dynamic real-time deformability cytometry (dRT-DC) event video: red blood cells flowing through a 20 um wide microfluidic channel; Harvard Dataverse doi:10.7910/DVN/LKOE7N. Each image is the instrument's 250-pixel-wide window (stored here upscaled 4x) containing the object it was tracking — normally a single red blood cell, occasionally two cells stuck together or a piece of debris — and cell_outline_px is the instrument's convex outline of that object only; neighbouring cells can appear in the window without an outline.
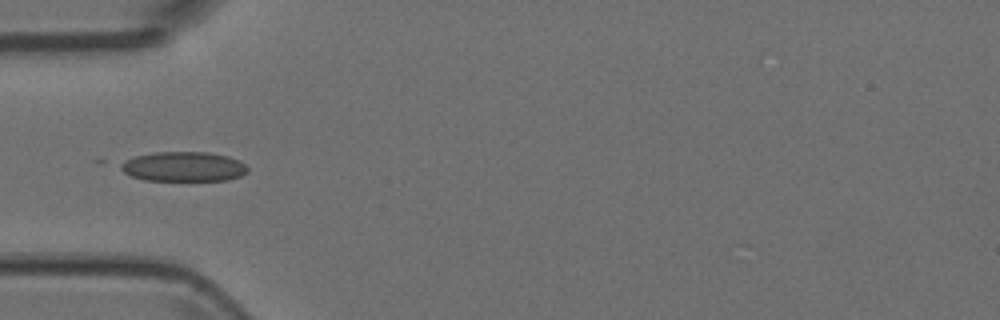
{"species": "Egyptian fruit bat (a non-hibernating species)", "species_latin": "Rousettus aegyptiacus", "temperature_condition": "room temperature", "stored_images_in_passage": 7, "camera_frame_rate_fps": 3000, "um_per_image_px": 0.085, "animal": {"sex": "female"}, "frame": {"image": 1, "passage_image": 5, "time_ms": 1.333, "image_size_px": [1000, 320], "cell_outline_px": [[248, 172], [240, 176], [228, 180], [144, 180], [132, 176], [124, 172], [120, 168], [120, 164], [136, 156], [156, 152], [208, 152], [228, 156], [240, 160], [248, 168]], "centroid_in_image_um": [15.65, 14.16], "position_along_channel_um": 69.4, "area_um2": 21.85}}
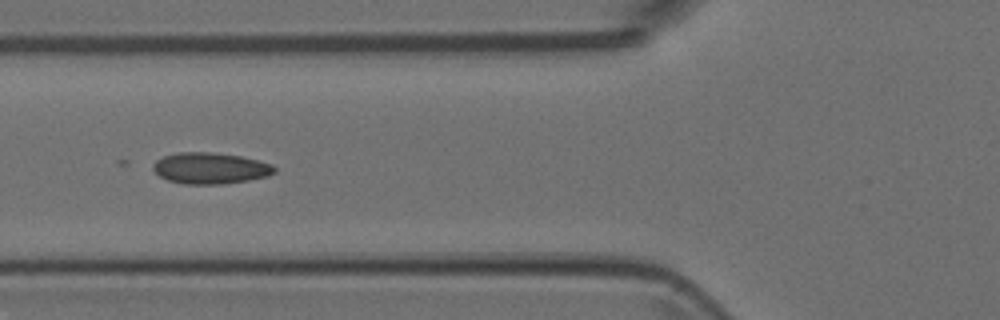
{"frame": {"image": 2, "passage_image": 6, "time_ms": 1.667, "image_size_px": [1000, 320], "cell_outline_px": [[276, 172], [268, 176], [248, 180], [220, 184], [184, 184], [168, 180], [160, 176], [152, 168], [152, 164], [156, 160], [164, 156], [180, 152], [212, 152], [240, 156], [272, 164], [276, 168]], "centroid_in_image_um": [17.87, 14.3], "position_along_channel_um": 107.9, "area_um2": 22.02}}
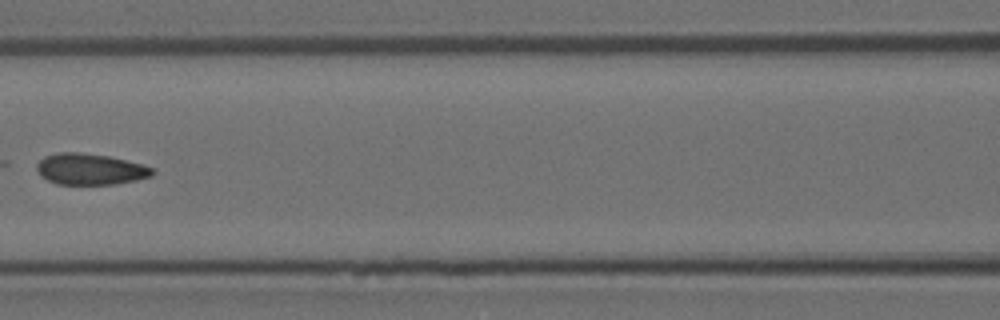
{"frame": {"image": 3, "passage_image": 7, "time_ms": 2.0, "image_size_px": [1000, 320], "cell_outline_px": [[156, 172], [152, 176], [136, 180], [116, 184], [56, 184], [40, 176], [36, 168], [36, 164], [44, 156], [56, 152], [80, 152], [108, 156], [144, 164], [152, 168]], "centroid_in_image_um": [7.66, 14.37], "position_along_channel_um": 158.9, "area_um2": 21.21}}